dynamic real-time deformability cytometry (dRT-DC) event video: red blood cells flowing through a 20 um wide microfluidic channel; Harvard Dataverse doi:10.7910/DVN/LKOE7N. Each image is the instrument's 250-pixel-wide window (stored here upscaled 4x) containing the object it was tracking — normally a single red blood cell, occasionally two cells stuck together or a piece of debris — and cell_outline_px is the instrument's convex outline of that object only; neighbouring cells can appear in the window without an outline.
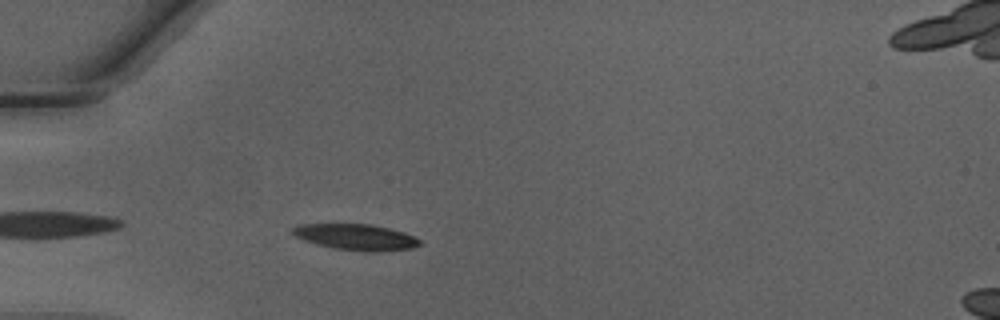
{"species": "Egyptian fruit bat (a non-hibernating species)", "species_latin": "Rousettus aegyptiacus", "temperature_condition": "warm", "stored_images_in_passage": 37, "camera_frame_rate_fps": 3000, "um_per_image_px": 0.085, "animal": {"sex": "male"}, "frame": {"image": 1, "passage_image": 3, "time_ms": 0.667, "image_size_px": [1000, 320], "cell_outline_px": [[420, 244], [412, 248], [376, 252], [368, 252], [336, 248], [316, 244], [304, 240], [296, 236], [292, 232], [292, 228], [300, 224], [372, 224], [404, 232], [420, 240]], "centroid_in_image_um": [30.26, 20.15], "position_along_channel_um": 54.7, "area_um2": 19.07}}
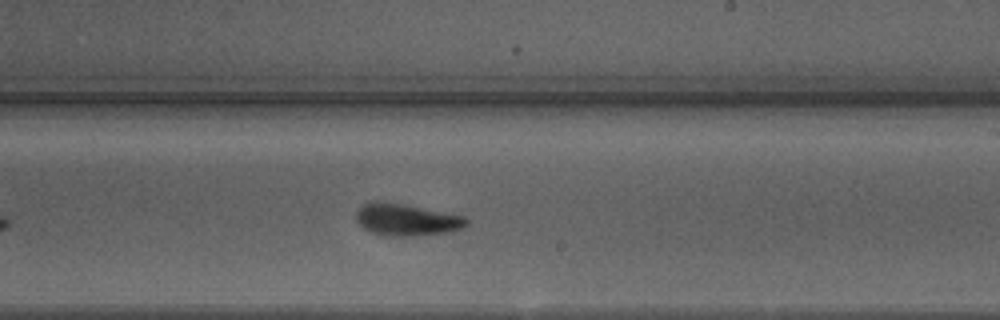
{"frame": {"image": 2, "passage_image": 18, "time_ms": 5.667, "image_size_px": [1000, 320], "cell_outline_px": [[468, 224], [464, 228], [448, 232], [416, 236], [384, 236], [372, 232], [364, 228], [356, 220], [356, 208], [368, 200], [380, 200], [404, 204], [464, 216], [468, 220]], "centroid_in_image_um": [34.51, 18.66], "position_along_channel_um": 254.5, "area_um2": 20.92}}
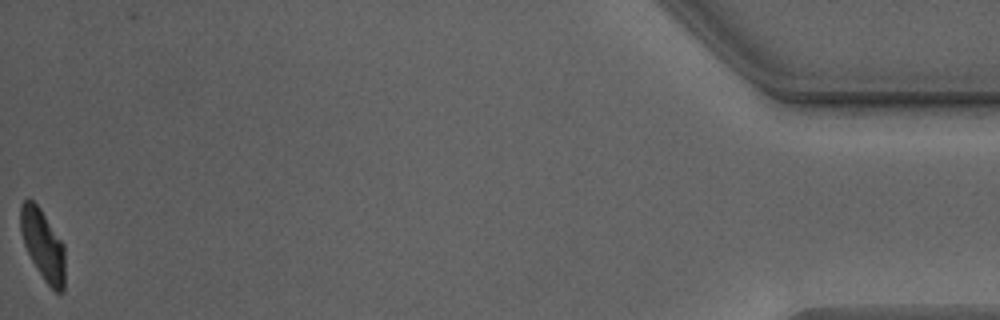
{"frame": {"image": 3, "passage_image": 37, "time_ms": 12.0, "image_size_px": [1000, 320], "cell_outline_px": [[64, 292], [56, 292], [44, 280], [36, 268], [24, 244], [20, 228], [20, 204], [24, 200], [32, 200], [40, 208], [64, 244]], "centroid_in_image_um": [3.65, 20.81], "position_along_channel_um": 431.6, "area_um2": 18.15}, "authors_computed_cell_mechanics": {"area_um2": 20.2878, "velocity_mm_per_s": 4.2522, "shape_relaxation_time_tau1_ms": 2.4372, "shape_relaxation_time_tau2_ms": 0.9668, "deformation_change_tau1": 0.1577, "deformation_change_tau2": 0.0782}}